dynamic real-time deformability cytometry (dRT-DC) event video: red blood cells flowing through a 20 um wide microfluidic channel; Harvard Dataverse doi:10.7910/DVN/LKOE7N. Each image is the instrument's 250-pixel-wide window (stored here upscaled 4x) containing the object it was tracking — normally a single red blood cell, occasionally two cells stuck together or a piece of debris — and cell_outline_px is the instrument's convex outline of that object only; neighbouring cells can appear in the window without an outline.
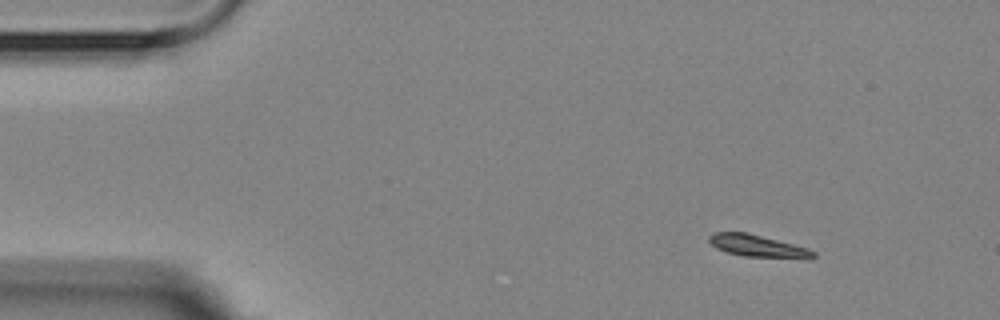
{"species": "Egyptian fruit bat (a non-hibernating species)", "species_latin": "Rousettus aegyptiacus", "temperature_condition": "room temperature", "stored_images_in_passage": 7, "camera_frame_rate_fps": 3000, "um_per_image_px": 0.085, "animal": {"sex": "female"}, "frame": {"image": 1, "passage_image": 1, "time_ms": 0.0, "image_size_px": [1000, 320], "cell_outline_px": [[816, 256], [744, 256], [728, 252], [716, 248], [708, 240], [708, 236], [716, 232], [748, 232], [808, 248], [816, 252]], "centroid_in_image_um": [64.28, 20.85], "position_along_channel_um": 20.7, "area_um2": 12.66}}
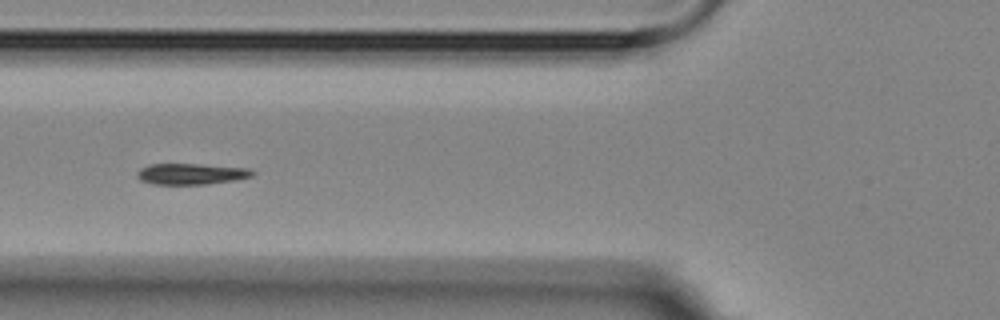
{"frame": {"image": 2, "passage_image": 5, "time_ms": 4.667, "image_size_px": [1000, 320], "cell_outline_px": [[256, 172], [252, 176], [236, 180], [204, 184], [152, 184], [140, 180], [136, 176], [136, 172], [140, 168], [148, 164], [196, 164], [248, 168]], "centroid_in_image_um": [16.21, 14.78], "position_along_channel_um": 109.6, "area_um2": 14.16}}
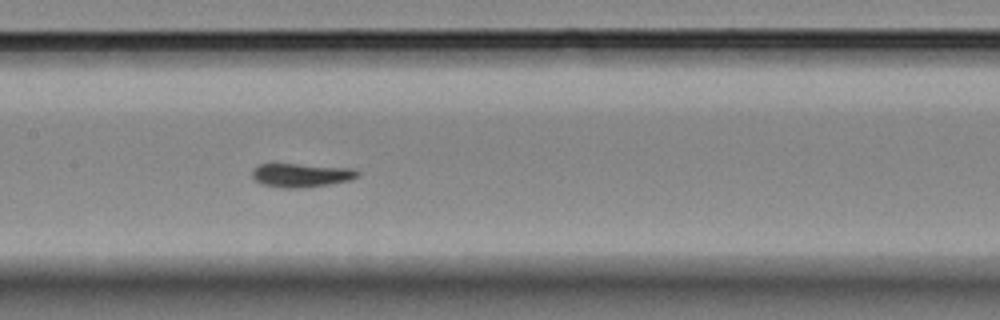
{"frame": {"image": 3, "passage_image": 7, "time_ms": 6.667, "image_size_px": [1000, 320], "cell_outline_px": [[360, 176], [352, 180], [328, 184], [296, 188], [280, 188], [260, 184], [252, 176], [252, 168], [256, 164], [296, 164], [356, 168], [360, 172]], "centroid_in_image_um": [25.62, 14.88], "position_along_channel_um": 181.8, "area_um2": 14.8}}